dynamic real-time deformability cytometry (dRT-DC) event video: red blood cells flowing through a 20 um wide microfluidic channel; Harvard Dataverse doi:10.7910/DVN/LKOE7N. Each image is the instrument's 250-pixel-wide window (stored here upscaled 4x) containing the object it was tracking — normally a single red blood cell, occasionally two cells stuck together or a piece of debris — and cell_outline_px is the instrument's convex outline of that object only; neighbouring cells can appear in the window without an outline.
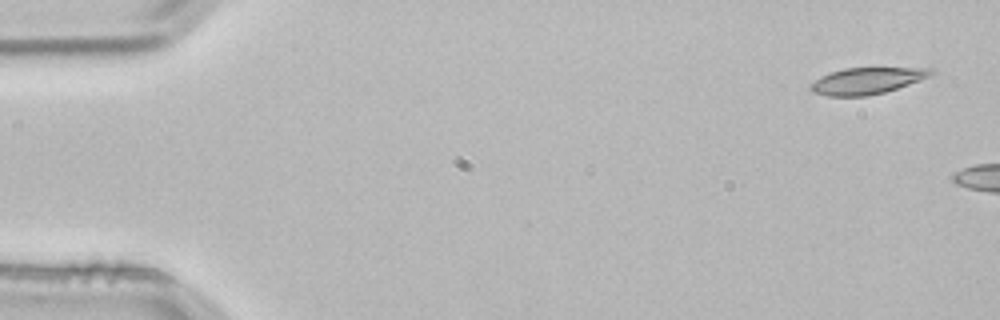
{"species": "common noctule bat (a hibernating species)", "species_latin": "Nyctalus noctula", "temperature_condition": "room temperature", "stored_images_in_passage": 2, "camera_frame_rate_fps": 3000, "um_per_image_px": 0.085, "animal": {"sex": "male", "body_mass_g": 21.5, "forearm_length_mm": 52.0}, "frame": {"image": 1, "passage_image": 1, "time_ms": 0.0, "image_size_px": [1000, 320], "cell_outline_px": [[936, 72], [932, 76], [884, 92], [868, 96], [828, 96], [812, 92], [808, 88], [808, 84], [820, 76], [844, 68], [932, 68]], "centroid_in_image_um": [73.66, 6.87], "position_along_channel_um": 11.3, "area_um2": 18.67}}